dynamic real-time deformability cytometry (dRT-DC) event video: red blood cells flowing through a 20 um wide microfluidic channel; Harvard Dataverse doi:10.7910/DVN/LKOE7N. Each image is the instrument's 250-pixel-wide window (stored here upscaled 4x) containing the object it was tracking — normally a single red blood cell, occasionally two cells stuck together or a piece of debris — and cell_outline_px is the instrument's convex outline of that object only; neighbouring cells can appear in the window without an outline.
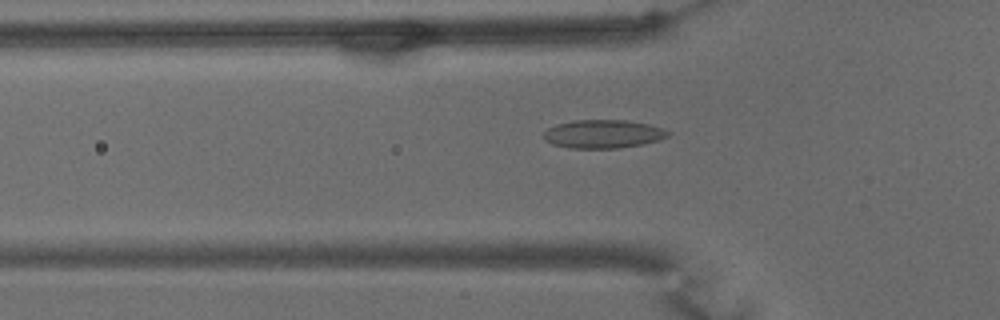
{"species": "common noctule bat (a hibernating species)", "species_latin": "Nyctalus noctula", "temperature_condition": "warm", "stored_images_in_passage": 49, "camera_frame_rate_fps": 3000, "um_per_image_px": 0.085, "animal": {"sex": "male", "body_mass_g": 15.6}, "frame": {"image": 1, "passage_image": 10, "time_ms": 3.0, "image_size_px": [1000, 320], "cell_outline_px": [[672, 132], [668, 136], [660, 140], [640, 144], [616, 148], [572, 148], [552, 144], [544, 140], [544, 132], [548, 128], [556, 124], [572, 120], [628, 120], [648, 124], [664, 128]], "centroid_in_image_um": [51.28, 11.38], "position_along_channel_um": 74.5, "area_um2": 20.63}}
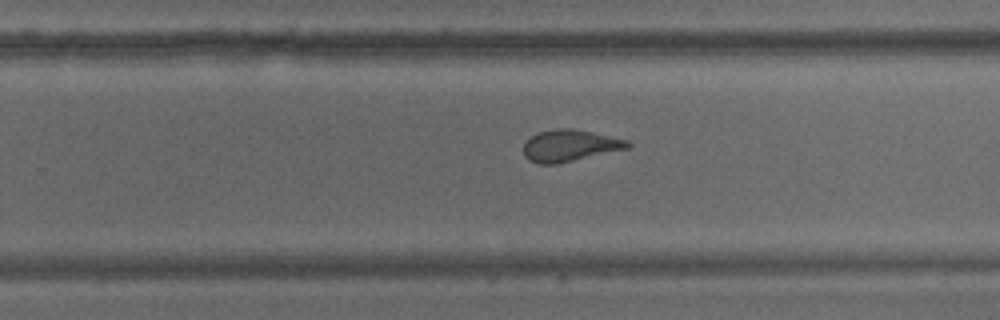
{"frame": {"image": 2, "passage_image": 28, "time_ms": 9.0, "image_size_px": [1000, 320], "cell_outline_px": [[632, 144], [628, 148], [556, 164], [540, 164], [528, 160], [524, 156], [524, 144], [536, 132], [556, 128], [572, 128], [592, 132], [628, 140]], "centroid_in_image_um": [48.41, 12.37], "position_along_channel_um": 281.4, "area_um2": 19.13}}
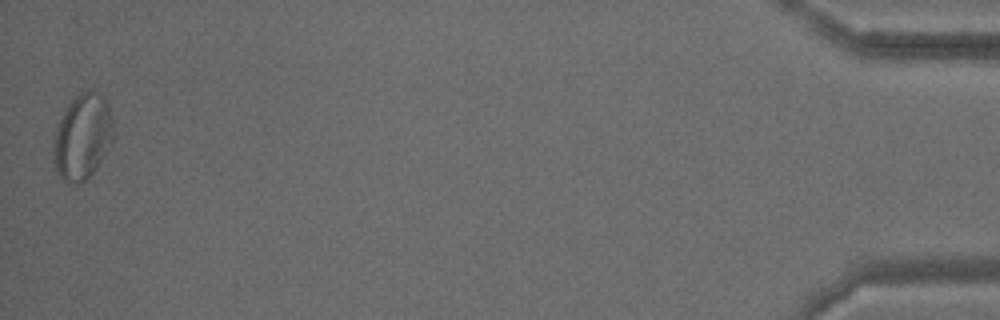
{"frame": {"image": 3, "passage_image": 49, "time_ms": 16.0, "image_size_px": [1000, 320], "cell_outline_px": [[112, 144], [104, 156], [92, 172], [84, 180], [68, 184], [60, 176], [56, 168], [52, 152], [52, 140], [60, 120], [68, 104], [80, 92], [100, 92], [104, 96], [108, 104], [112, 120]], "centroid_in_image_um": [7.0, 11.61], "position_along_channel_um": 428.2, "area_um2": 29.48}, "authors_computed_cell_mechanics": {"area_um2": 20.519, "velocity_mm_per_s": 3.4351, "shape_relaxation_time_tau1_ms": null, "shape_relaxation_time_tau2_ms": 1.4077, "deformation_change_tau1": null, "deformation_change_tau2": 0.0841}}